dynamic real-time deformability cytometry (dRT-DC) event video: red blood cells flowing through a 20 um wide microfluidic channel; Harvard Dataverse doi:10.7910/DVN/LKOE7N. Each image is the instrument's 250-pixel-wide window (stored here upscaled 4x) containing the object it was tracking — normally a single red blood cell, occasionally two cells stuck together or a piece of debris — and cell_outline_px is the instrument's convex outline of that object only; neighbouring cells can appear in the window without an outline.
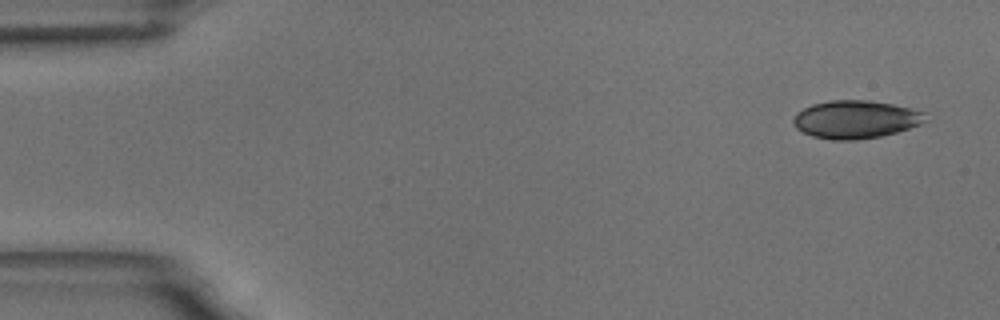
{"species": "common noctule bat (a hibernating species)", "species_latin": "Nyctalus noctula", "temperature_condition": "room temperature", "stored_images_in_passage": 6, "camera_frame_rate_fps": 3000, "um_per_image_px": 0.085, "animal": {"sex": "male", "body_mass_g": 18.8}, "frame": {"image": 1, "passage_image": 1, "time_ms": 0.0, "image_size_px": [1000, 320], "cell_outline_px": [[924, 120], [920, 124], [896, 132], [880, 136], [856, 140], [832, 140], [812, 136], [796, 128], [792, 120], [796, 112], [812, 104], [832, 100], [868, 100], [892, 104], [924, 112]], "centroid_in_image_um": [72.67, 10.15], "position_along_channel_um": 12.3, "area_um2": 28.96}}
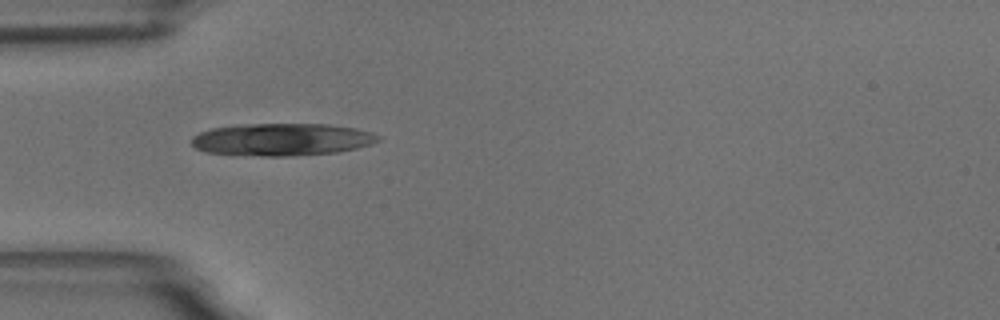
{"frame": {"image": 2, "passage_image": 5, "time_ms": 4.667, "image_size_px": [1000, 320], "cell_outline_px": [[380, 140], [372, 144], [356, 148], [336, 152], [288, 156], [260, 156], [204, 152], [196, 148], [192, 144], [192, 136], [200, 132], [212, 128], [236, 124], [328, 124], [356, 128], [372, 132], [380, 136]], "centroid_in_image_um": [23.96, 11.85], "position_along_channel_um": 61.0, "area_um2": 35.37}}